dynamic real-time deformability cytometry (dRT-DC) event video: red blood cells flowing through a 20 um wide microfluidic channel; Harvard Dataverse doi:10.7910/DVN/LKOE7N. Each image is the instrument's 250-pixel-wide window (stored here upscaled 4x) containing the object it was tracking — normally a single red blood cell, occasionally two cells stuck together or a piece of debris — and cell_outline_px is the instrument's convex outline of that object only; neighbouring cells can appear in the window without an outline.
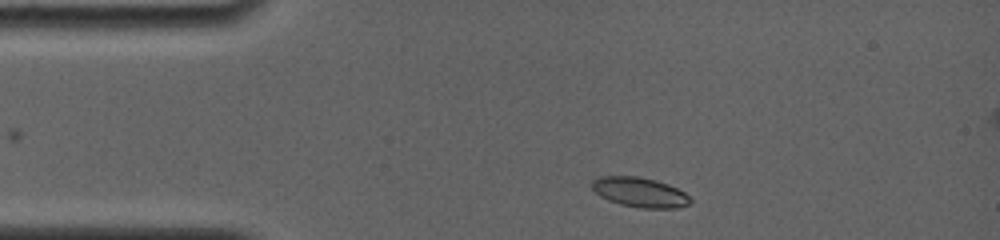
{"species": "common noctule bat (a hibernating species)", "species_latin": "Nyctalus noctula", "temperature_condition": "room temperature", "stored_images_in_passage": 4, "camera_frame_rate_fps": 4000, "um_per_image_px": 0.085, "animal": {"sex": "female", "body_mass_g": 19.0, "forearm_length_mm": 56.7}, "frame": {"image": 1, "passage_image": 1, "time_ms": 0.0, "image_size_px": [1000, 240], "cell_outline_px": [[692, 200], [688, 204], [676, 208], [640, 208], [620, 204], [608, 200], [600, 196], [592, 188], [592, 180], [596, 176], [636, 176], [656, 180], [668, 184], [684, 192]], "centroid_in_image_um": [54.35, 16.33], "position_along_channel_um": 30.6, "area_um2": 17.05}}